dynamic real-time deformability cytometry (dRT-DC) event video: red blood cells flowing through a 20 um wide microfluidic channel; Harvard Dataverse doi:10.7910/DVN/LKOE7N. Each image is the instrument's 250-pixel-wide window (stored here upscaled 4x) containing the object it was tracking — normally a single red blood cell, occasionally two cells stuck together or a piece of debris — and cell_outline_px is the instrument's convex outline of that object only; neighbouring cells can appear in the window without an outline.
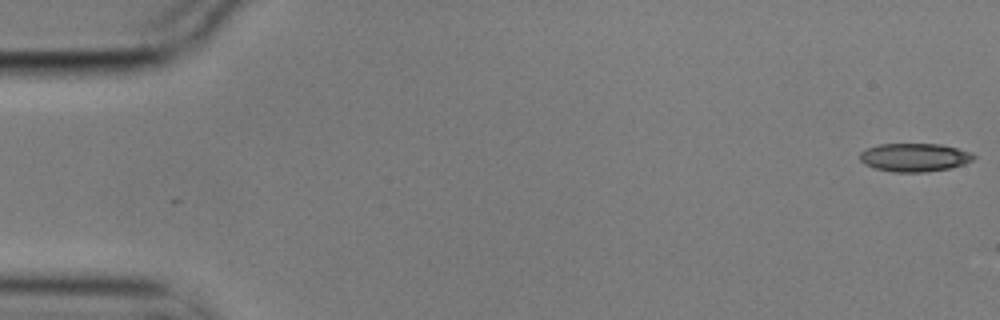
{"species": "common noctule bat (a hibernating species)", "species_latin": "Nyctalus noctula", "temperature_condition": "cold", "stored_images_in_passage": 56, "camera_frame_rate_fps": 3000, "um_per_image_px": 0.085, "animal": {"sex": "male", "body_mass_g": 17.9}, "frame": {"image": 1, "passage_image": 1, "time_ms": 0.0, "image_size_px": [1000, 320], "cell_outline_px": [[976, 156], [972, 160], [964, 164], [952, 168], [924, 172], [892, 172], [876, 168], [864, 164], [860, 160], [860, 152], [868, 148], [880, 144], [940, 144], [972, 152]], "centroid_in_image_um": [77.75, 13.38], "position_along_channel_um": 7.3, "area_um2": 18.79}}
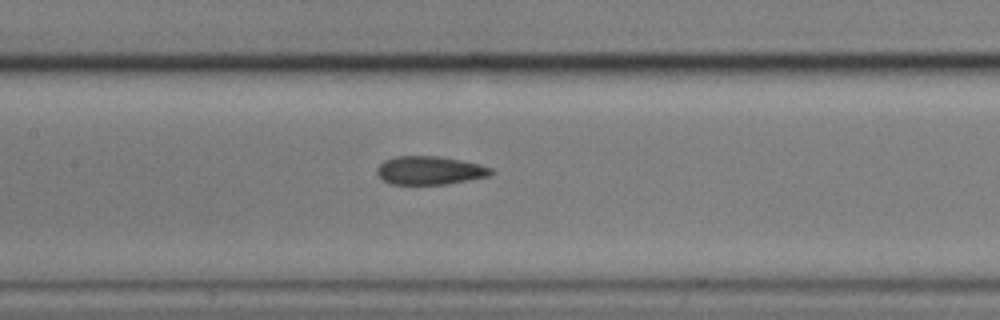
{"frame": {"image": 2, "passage_image": 26, "time_ms": 8.333, "image_size_px": [1000, 320], "cell_outline_px": [[496, 172], [488, 176], [448, 184], [392, 184], [384, 180], [376, 172], [376, 168], [384, 160], [396, 156], [440, 156], [480, 164], [492, 168]], "centroid_in_image_um": [36.55, 14.48], "position_along_channel_um": 170.9, "area_um2": 18.9}}
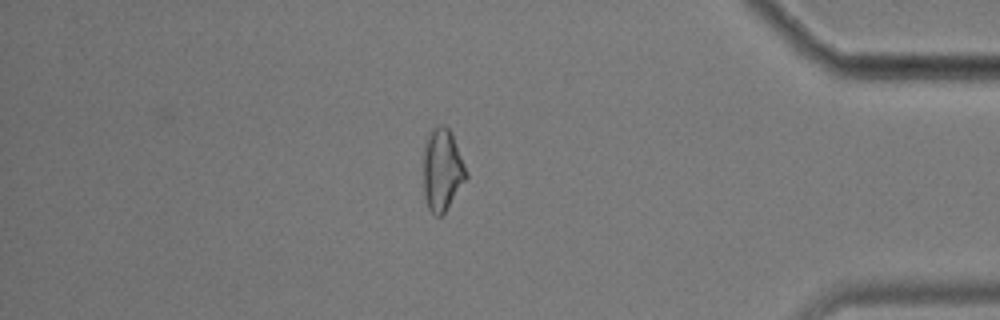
{"frame": {"image": 3, "passage_image": 48, "time_ms": 15.667, "image_size_px": [1000, 320], "cell_outline_px": [[468, 176], [444, 212], [440, 216], [436, 216], [428, 208], [424, 196], [424, 148], [428, 132], [436, 124], [444, 124], [452, 132], [468, 172]], "centroid_in_image_um": [37.59, 14.37], "position_along_channel_um": 397.6, "area_um2": 20.58}, "authors_computed_cell_mechanics": {"area_um2": 19.5364, "velocity_mm_per_s": 3.5469, "shape_relaxation_time_tau1_ms": null, "shape_relaxation_time_tau2_ms": 3.1905, "deformation_change_tau1": null, "deformation_change_tau2": 0.1096}}